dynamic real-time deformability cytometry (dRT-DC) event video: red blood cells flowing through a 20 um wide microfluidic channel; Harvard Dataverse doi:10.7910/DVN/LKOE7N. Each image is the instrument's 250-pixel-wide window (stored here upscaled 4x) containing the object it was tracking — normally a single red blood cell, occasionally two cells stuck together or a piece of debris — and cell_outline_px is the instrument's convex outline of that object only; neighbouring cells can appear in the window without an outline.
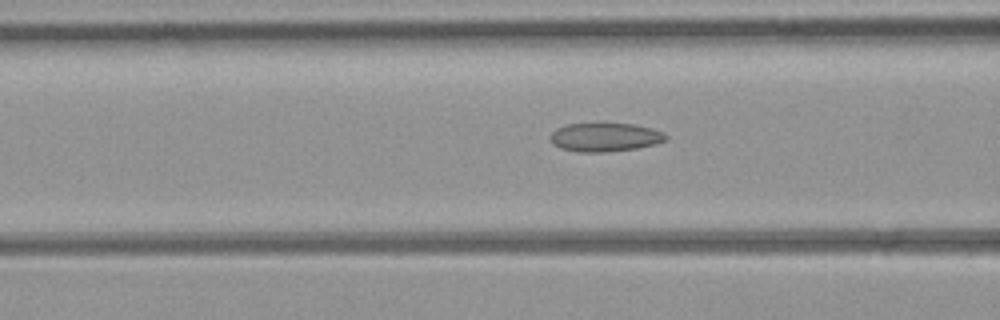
{"species": "common noctule bat (a hibernating species)", "species_latin": "Nyctalus noctula", "temperature_condition": "room temperature", "stored_images_in_passage": 29, "camera_frame_rate_fps": 3000, "um_per_image_px": 0.085, "animal": {"sex": "female", "body_mass_g": 21.9}, "frame": {"image": 1, "passage_image": 7, "time_ms": 2.0, "image_size_px": [1000, 320], "cell_outline_px": [[668, 140], [656, 144], [636, 148], [604, 152], [580, 152], [560, 148], [552, 144], [548, 136], [556, 128], [568, 124], [604, 120], [632, 124], [652, 128], [664, 132], [668, 136]], "centroid_in_image_um": [51.41, 11.61], "position_along_channel_um": 115.2, "area_um2": 20.29}}
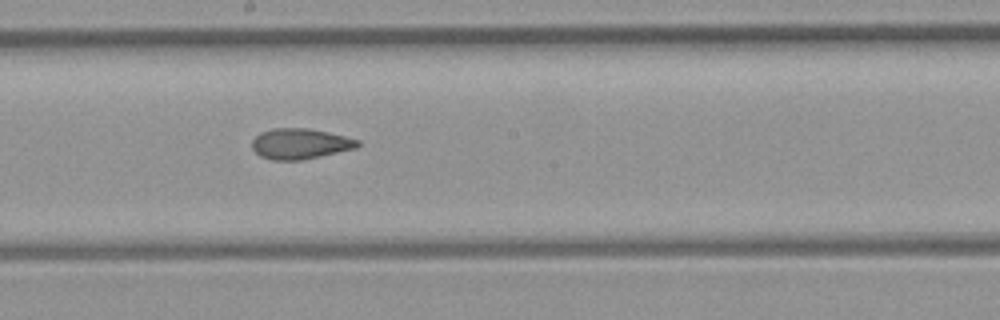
{"frame": {"image": 2, "passage_image": 15, "time_ms": 4.667, "image_size_px": [1000, 320], "cell_outline_px": [[360, 144], [356, 148], [320, 156], [300, 160], [272, 160], [260, 156], [252, 148], [252, 140], [260, 132], [272, 128], [308, 128], [328, 132], [360, 140]], "centroid_in_image_um": [25.49, 12.21], "position_along_channel_um": 222.7, "area_um2": 18.79}}
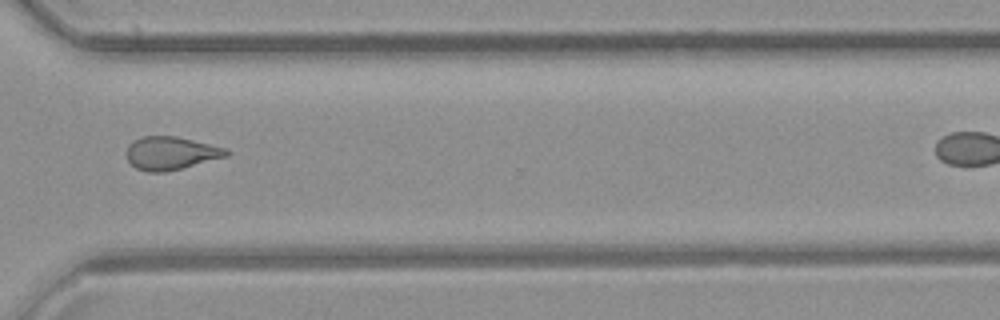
{"frame": {"image": 3, "passage_image": 25, "time_ms": 8.0, "image_size_px": [1000, 320], "cell_outline_px": [[232, 152], [228, 156], [164, 172], [148, 172], [136, 168], [128, 160], [128, 144], [144, 136], [176, 136], [228, 148]], "centroid_in_image_um": [14.57, 13.01], "position_along_channel_um": 356.0, "area_um2": 19.07}}